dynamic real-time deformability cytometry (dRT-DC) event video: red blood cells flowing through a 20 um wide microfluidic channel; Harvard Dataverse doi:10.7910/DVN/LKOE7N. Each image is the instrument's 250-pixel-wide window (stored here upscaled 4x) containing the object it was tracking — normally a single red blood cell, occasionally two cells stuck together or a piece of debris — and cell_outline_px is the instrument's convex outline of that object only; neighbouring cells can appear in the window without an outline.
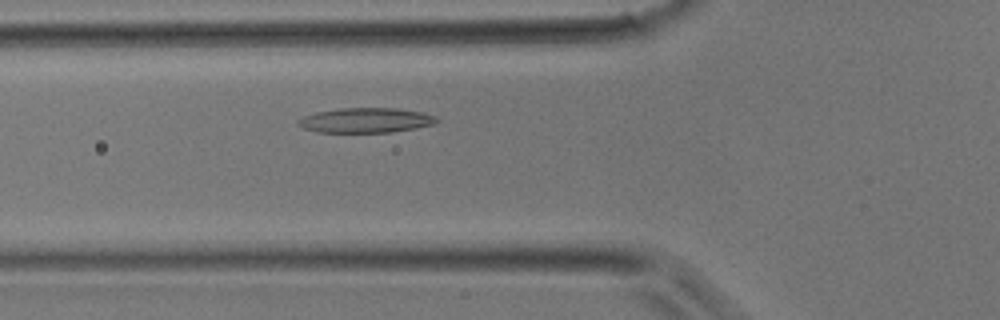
{"species": "common noctule bat (a hibernating species)", "species_latin": "Nyctalus noctula", "temperature_condition": "room temperature", "stored_images_in_passage": 32, "camera_frame_rate_fps": 3000, "um_per_image_px": 0.085, "animal": {"sex": "male", "body_mass_g": 17.9}, "frame": {"image": 1, "passage_image": 8, "time_ms": 2.333, "image_size_px": [1000, 320], "cell_outline_px": [[440, 120], [432, 124], [416, 128], [392, 132], [320, 132], [304, 128], [296, 124], [296, 120], [304, 116], [316, 112], [340, 108], [396, 108], [420, 112], [436, 116]], "centroid_in_image_um": [31.08, 10.22], "position_along_channel_um": 94.7, "area_um2": 20.0}}
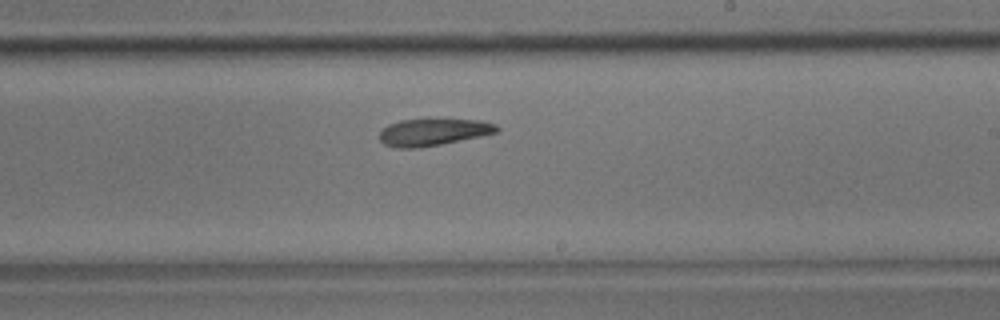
{"frame": {"image": 2, "passage_image": 17, "time_ms": 5.333, "image_size_px": [1000, 320], "cell_outline_px": [[500, 132], [440, 144], [416, 148], [396, 148], [384, 144], [380, 140], [380, 132], [388, 124], [400, 120], [432, 116], [436, 116], [480, 120], [496, 124], [500, 128]], "centroid_in_image_um": [36.86, 11.16], "position_along_channel_um": 252.1, "area_um2": 19.42}}
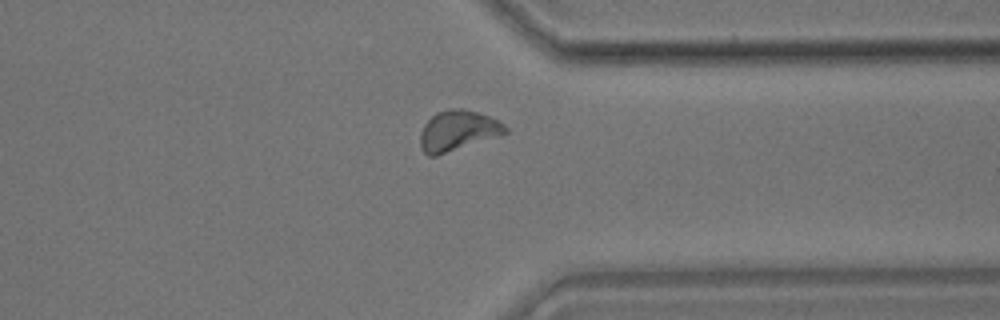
{"frame": {"image": 3, "passage_image": 24, "time_ms": 7.667, "image_size_px": [1000, 320], "cell_outline_px": [[508, 132], [436, 156], [428, 156], [420, 148], [420, 132], [424, 124], [436, 112], [448, 108], [464, 108], [488, 116], [504, 124], [508, 128]], "centroid_in_image_um": [38.86, 11.09], "position_along_channel_um": 372.5, "area_um2": 19.83}}